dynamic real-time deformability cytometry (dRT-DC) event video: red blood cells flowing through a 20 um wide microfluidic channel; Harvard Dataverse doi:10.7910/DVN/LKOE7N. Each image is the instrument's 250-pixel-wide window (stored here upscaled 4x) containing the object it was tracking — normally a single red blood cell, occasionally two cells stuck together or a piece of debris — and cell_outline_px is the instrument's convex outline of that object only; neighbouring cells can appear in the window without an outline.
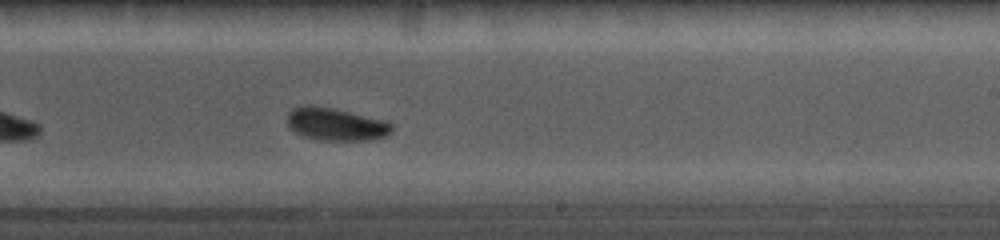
{"species": "common noctule bat (a hibernating species)", "species_latin": "Nyctalus noctula", "temperature_condition": "cold", "stored_images_in_passage": 26, "camera_frame_rate_fps": 5000, "um_per_image_px": 0.085, "animal": {"sex": "female", "body_mass_g": 19.0, "forearm_length_mm": 56.7}, "frame": {"image": 1, "passage_image": 15, "time_ms": 6.4, "image_size_px": [1000, 240], "cell_outline_px": [[392, 128], [384, 136], [368, 140], [320, 140], [304, 136], [296, 132], [288, 124], [288, 112], [292, 108], [332, 108], [388, 120], [392, 124]], "centroid_in_image_um": [28.61, 10.59], "position_along_channel_um": 260.4, "area_um2": 19.19}}